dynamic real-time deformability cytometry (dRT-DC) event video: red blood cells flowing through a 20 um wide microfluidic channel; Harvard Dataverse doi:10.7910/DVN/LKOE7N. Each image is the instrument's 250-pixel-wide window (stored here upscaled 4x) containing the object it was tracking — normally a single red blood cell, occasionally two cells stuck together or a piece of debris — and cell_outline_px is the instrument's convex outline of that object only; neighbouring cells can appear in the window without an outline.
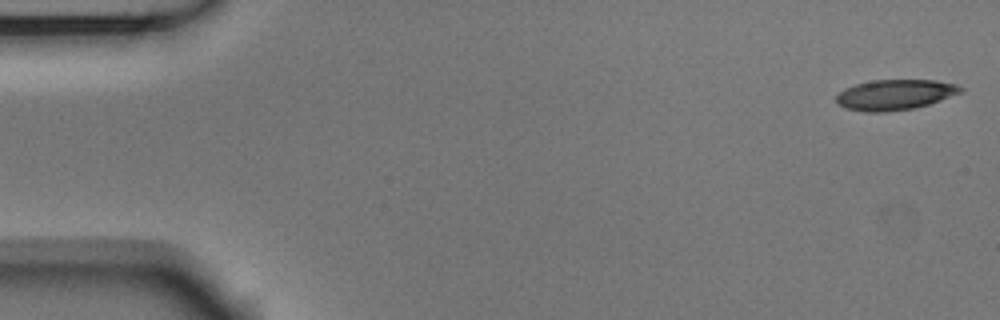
{"species": "Egyptian fruit bat (a non-hibernating species)", "species_latin": "Rousettus aegyptiacus", "temperature_condition": "room temperature", "stored_images_in_passage": 54, "camera_frame_rate_fps": 3000, "um_per_image_px": 0.085, "animal": {"sex": "male"}, "frame": {"image": 1, "passage_image": 1, "time_ms": 0.0, "image_size_px": [1000, 320], "cell_outline_px": [[964, 88], [960, 92], [940, 100], [916, 108], [884, 112], [864, 112], [844, 108], [836, 104], [836, 96], [844, 88], [856, 84], [872, 80], [936, 80], [956, 84]], "centroid_in_image_um": [76.02, 8.05], "position_along_channel_um": 9.0, "area_um2": 22.08}}
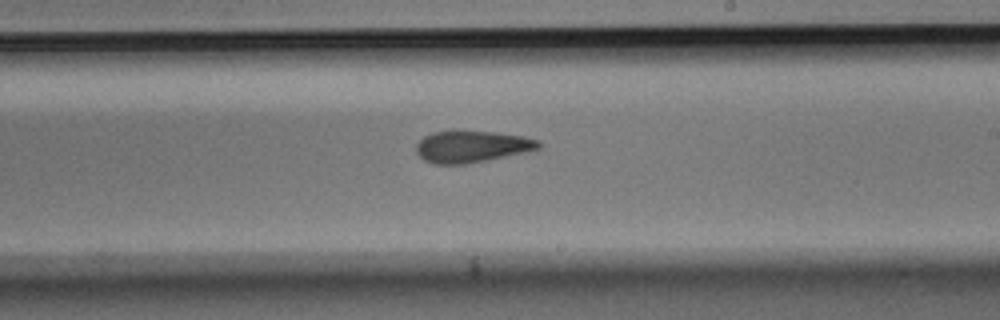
{"frame": {"image": 2, "passage_image": 31, "time_ms": 10.0, "image_size_px": [1000, 320], "cell_outline_px": [[540, 148], [504, 156], [464, 164], [432, 164], [424, 160], [416, 152], [416, 144], [424, 136], [432, 132], [496, 132], [524, 136], [540, 140]], "centroid_in_image_um": [40.07, 12.46], "position_along_channel_um": 248.9, "area_um2": 22.14}}
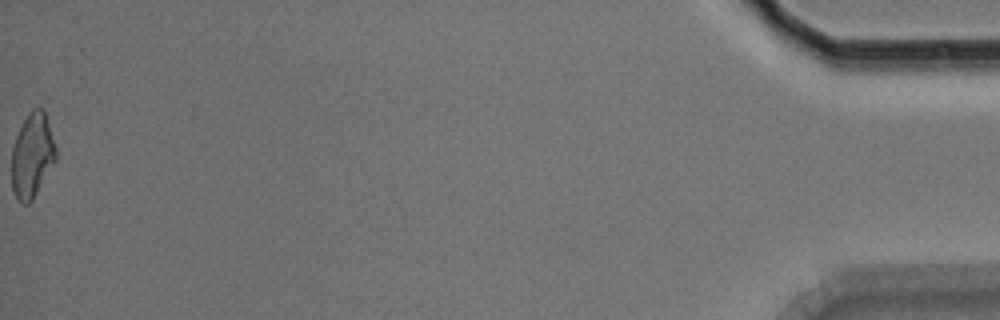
{"frame": {"image": 3, "passage_image": 54, "time_ms": 17.667, "image_size_px": [1000, 320], "cell_outline_px": [[56, 160], [32, 200], [28, 204], [20, 204], [12, 192], [12, 148], [16, 136], [28, 112], [32, 108], [44, 108], [56, 148]], "centroid_in_image_um": [2.73, 13.22], "position_along_channel_um": 432.5, "area_um2": 21.79}, "authors_computed_cell_mechanics": {"area_um2": 22.6576, "velocity_mm_per_s": 3.7096, "shape_relaxation_time_tau1_ms": 5.4456, "shape_relaxation_time_tau2_ms": 3.5705, "deformation_change_tau1": 0.1781, "deformation_change_tau2": 0.1337}}